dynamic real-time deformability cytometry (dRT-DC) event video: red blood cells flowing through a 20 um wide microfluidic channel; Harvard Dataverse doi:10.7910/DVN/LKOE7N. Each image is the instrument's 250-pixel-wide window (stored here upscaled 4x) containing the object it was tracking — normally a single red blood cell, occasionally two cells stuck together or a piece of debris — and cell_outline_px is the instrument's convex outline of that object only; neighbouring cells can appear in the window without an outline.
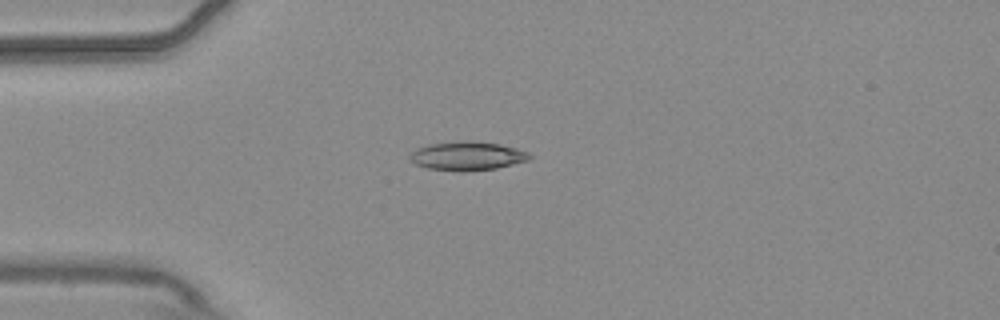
{"species": "common noctule bat (a hibernating species)", "species_latin": "Nyctalus noctula", "temperature_condition": "warm", "stored_images_in_passage": 2, "camera_frame_rate_fps": 3000, "um_per_image_px": 0.085, "animal": {"sex": "male", "body_mass_g": 20.4}, "frame": {"image": 1, "passage_image": 1, "time_ms": 0.0, "image_size_px": [1000, 320], "cell_outline_px": [[532, 156], [528, 160], [496, 168], [460, 172], [428, 168], [416, 164], [408, 156], [416, 148], [428, 144], [468, 140], [500, 144], [516, 148], [528, 152]], "centroid_in_image_um": [39.71, 13.25], "position_along_channel_um": 45.3, "area_um2": 20.0}}
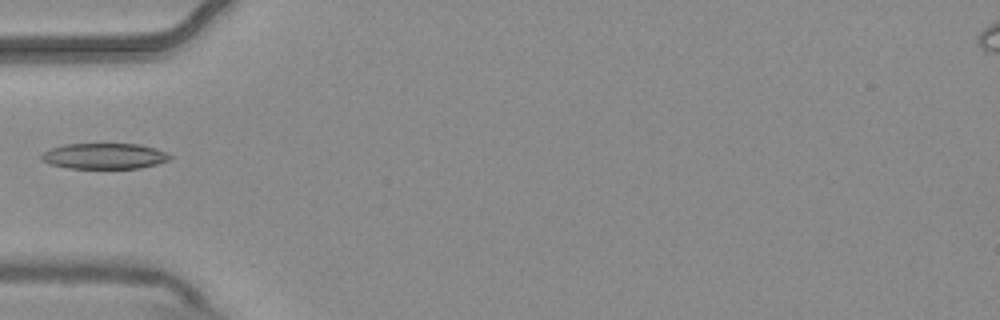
{"frame": {"image": 2, "passage_image": 2, "time_ms": 0.333, "image_size_px": [1000, 320], "cell_outline_px": [[172, 160], [140, 168], [68, 168], [52, 164], [40, 160], [40, 156], [44, 152], [52, 148], [64, 144], [140, 144], [156, 148], [172, 156]], "centroid_in_image_um": [8.89, 13.26], "position_along_channel_um": 76.1, "area_um2": 19.25}}